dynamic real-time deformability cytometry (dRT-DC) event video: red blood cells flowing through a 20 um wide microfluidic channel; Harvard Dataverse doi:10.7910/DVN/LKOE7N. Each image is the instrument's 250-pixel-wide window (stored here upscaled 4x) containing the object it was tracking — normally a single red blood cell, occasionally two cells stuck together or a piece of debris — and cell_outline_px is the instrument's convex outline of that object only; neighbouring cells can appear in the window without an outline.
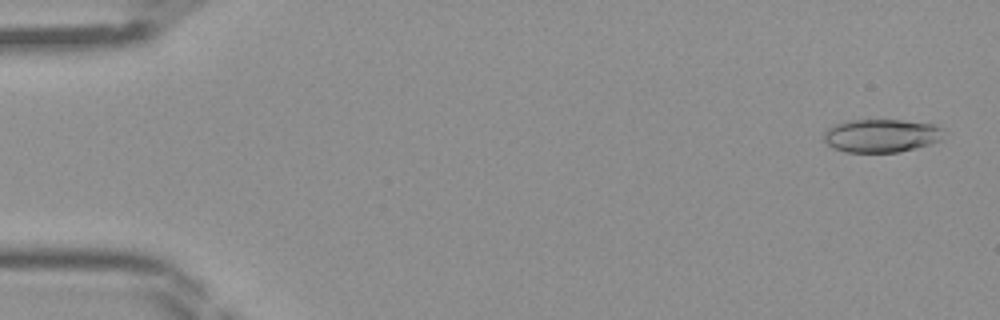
{"species": "Egyptian fruit bat (a non-hibernating species)", "species_latin": "Rousettus aegyptiacus", "temperature_condition": "room temperature", "stored_images_in_passage": 43, "camera_frame_rate_fps": 3000, "um_per_image_px": 0.085, "frame": {"image": 1, "passage_image": 2, "time_ms": 0.333, "image_size_px": [1000, 320], "cell_outline_px": [[944, 140], [916, 148], [900, 152], [844, 152], [832, 148], [824, 140], [824, 132], [828, 128], [836, 124], [848, 120], [900, 120], [932, 124], [944, 128]], "centroid_in_image_um": [74.95, 11.54], "position_along_channel_um": 10.1, "area_um2": 23.47}}
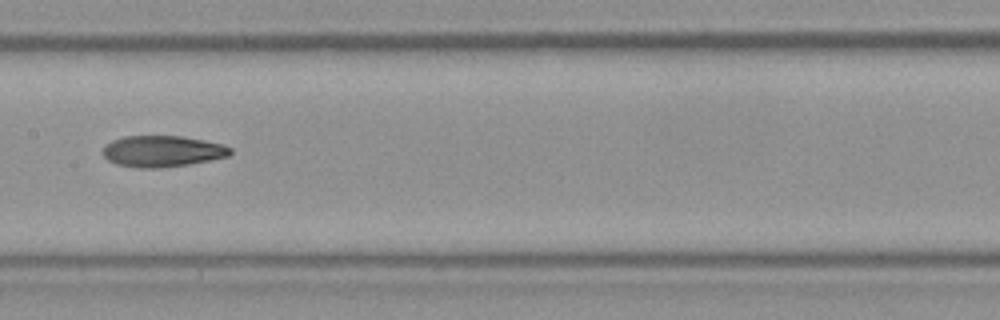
{"frame": {"image": 2, "passage_image": 23, "time_ms": 7.333, "image_size_px": [1000, 320], "cell_outline_px": [[232, 152], [228, 156], [212, 160], [188, 164], [160, 168], [136, 168], [116, 164], [108, 160], [100, 152], [112, 140], [124, 136], [180, 136], [204, 140], [224, 144], [232, 148]], "centroid_in_image_um": [13.81, 12.86], "position_along_channel_um": 193.6, "area_um2": 23.35}}
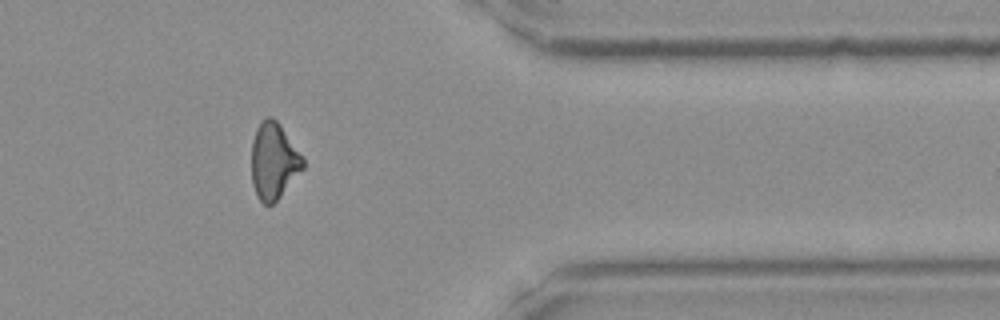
{"frame": {"image": 3, "passage_image": 37, "time_ms": 12.0, "image_size_px": [1000, 320], "cell_outline_px": [[304, 168], [280, 196], [272, 204], [264, 204], [256, 196], [252, 184], [252, 140], [256, 128], [260, 120], [268, 116], [272, 116], [280, 124], [304, 156]], "centroid_in_image_um": [23.27, 13.65], "position_along_channel_um": 388.1, "area_um2": 23.12}}